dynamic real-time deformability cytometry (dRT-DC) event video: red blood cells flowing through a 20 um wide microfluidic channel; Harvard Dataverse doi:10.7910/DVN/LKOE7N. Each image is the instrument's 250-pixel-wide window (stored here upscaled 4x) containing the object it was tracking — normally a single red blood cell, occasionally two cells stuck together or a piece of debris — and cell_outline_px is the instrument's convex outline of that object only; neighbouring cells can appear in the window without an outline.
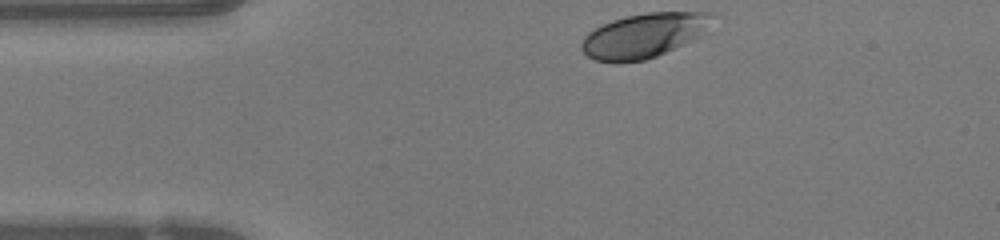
{"species": "human", "species_latin": "Homo sapiens", "temperature_condition": "warm", "stored_images_in_passage": 32, "camera_frame_rate_fps": 3000, "um_per_image_px": 0.085, "donor": {"sex": "female"}, "frame": {"image": 1, "passage_image": 1, "time_ms": 0.0, "image_size_px": [1000, 240], "cell_outline_px": [[716, 12], [700, 36], [684, 44], [656, 56], [644, 60], [620, 64], [616, 64], [596, 60], [588, 56], [580, 48], [580, 44], [584, 36], [588, 32], [612, 20], [624, 16], [648, 12]], "centroid_in_image_um": [54.69, 3.03], "position_along_channel_um": 30.3, "area_um2": 33.93}}
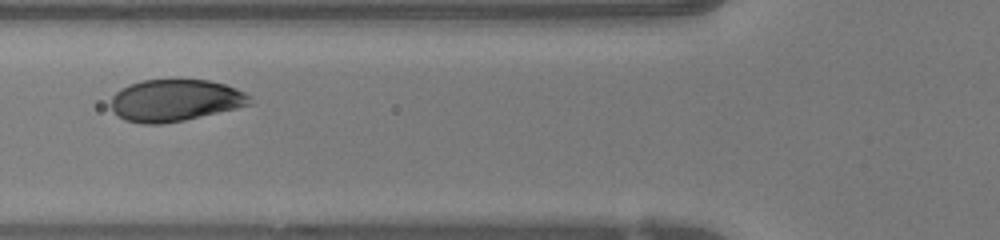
{"frame": {"image": 2, "passage_image": 10, "time_ms": 3.0, "image_size_px": [1000, 240], "cell_outline_px": [[252, 104], [236, 108], [184, 120], [160, 124], [144, 124], [124, 120], [112, 112], [108, 104], [112, 96], [120, 88], [128, 84], [144, 80], [208, 80], [224, 84], [244, 92], [252, 96]], "centroid_in_image_um": [14.83, 8.54], "position_along_channel_um": 111.0, "area_um2": 34.1}}
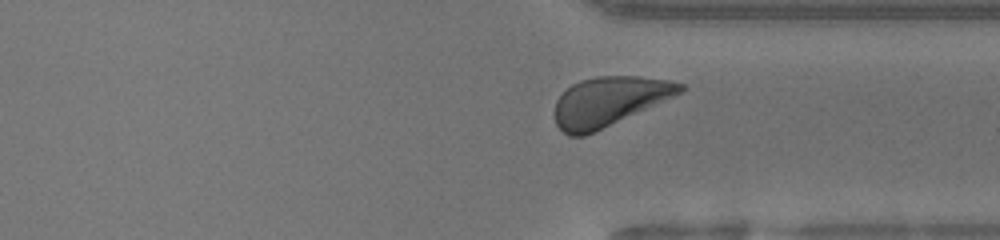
{"frame": {"image": 3, "passage_image": 28, "time_ms": 9.0, "image_size_px": [1000, 240], "cell_outline_px": [[684, 92], [584, 136], [568, 136], [556, 124], [552, 112], [556, 100], [572, 84], [580, 80], [596, 76], [640, 76], [668, 80], [684, 84]], "centroid_in_image_um": [51.74, 8.61], "position_along_channel_um": 359.7, "area_um2": 35.89}, "authors_computed_cell_mechanics": {"area_um2": 34.8823, "velocity_mm_per_s": 4.1489, "shape_relaxation_time_tau1_ms": 3.0794, "shape_relaxation_time_tau2_ms": null, "deformation_change_tau1": 0.1659, "deformation_change_tau2": null}}